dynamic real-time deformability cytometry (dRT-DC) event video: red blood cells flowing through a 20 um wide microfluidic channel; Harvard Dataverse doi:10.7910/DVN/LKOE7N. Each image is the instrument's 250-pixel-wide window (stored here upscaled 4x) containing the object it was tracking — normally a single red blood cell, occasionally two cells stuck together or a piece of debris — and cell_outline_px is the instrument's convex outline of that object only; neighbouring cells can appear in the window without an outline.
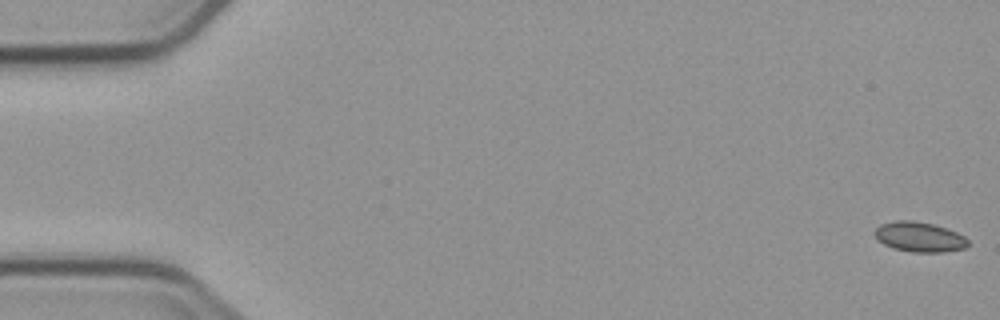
{"species": "common noctule bat (a hibernating species)", "species_latin": "Nyctalus noctula", "temperature_condition": "cold", "stored_images_in_passage": 5, "camera_frame_rate_fps": 3000, "um_per_image_px": 0.085, "animal": {"sex": "male", "body_mass_g": 23.1, "forearm_length_mm": 52.7}, "frame": {"image": 1, "passage_image": 1, "time_ms": 0.0, "image_size_px": [1000, 320], "cell_outline_px": [[968, 244], [964, 248], [944, 252], [912, 252], [892, 248], [884, 244], [872, 232], [880, 224], [896, 220], [912, 220], [932, 224], [956, 232], [964, 236], [968, 240]], "centroid_in_image_um": [78.12, 20.14], "position_along_channel_um": 6.9, "area_um2": 16.18}}
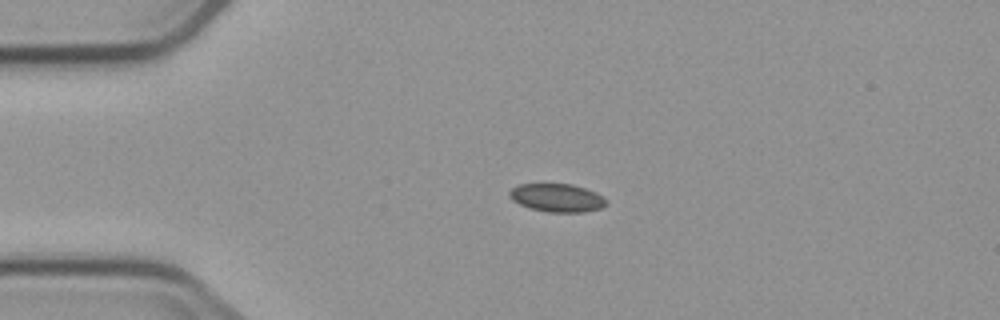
{"frame": {"image": 2, "passage_image": 4, "time_ms": 4.0, "image_size_px": [1000, 320], "cell_outline_px": [[608, 204], [600, 208], [584, 212], [548, 212], [528, 208], [512, 200], [508, 196], [508, 192], [512, 188], [520, 184], [572, 184], [596, 192], [604, 196], [608, 200]], "centroid_in_image_um": [47.36, 16.81], "position_along_channel_um": 37.6, "area_um2": 16.07}}